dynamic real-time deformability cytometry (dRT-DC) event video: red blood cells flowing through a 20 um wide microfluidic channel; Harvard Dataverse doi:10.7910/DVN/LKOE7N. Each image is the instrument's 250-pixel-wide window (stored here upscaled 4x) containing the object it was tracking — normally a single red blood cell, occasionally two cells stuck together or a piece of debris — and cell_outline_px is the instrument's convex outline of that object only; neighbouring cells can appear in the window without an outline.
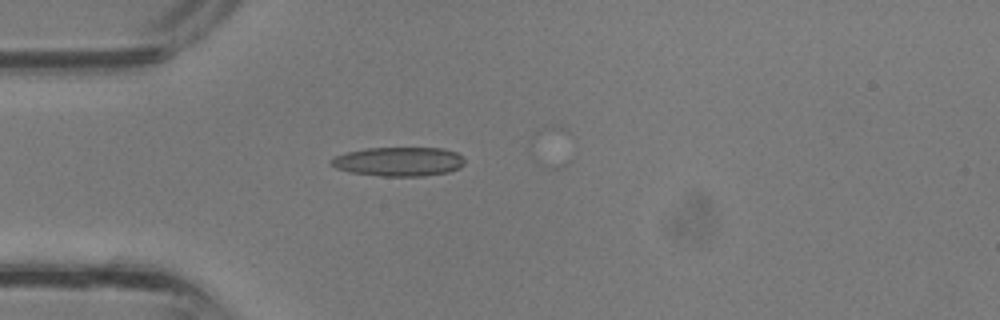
{"species": "common noctule bat (a hibernating species)", "species_latin": "Nyctalus noctula", "temperature_condition": "room temperature", "stored_images_in_passage": 2, "camera_frame_rate_fps": 3000, "um_per_image_px": 0.085, "animal": {"sex": "male", "body_mass_g": 13.3}, "frame": {"image": 1, "passage_image": 1, "time_ms": 0.0, "image_size_px": [1000, 320], "cell_outline_px": [[464, 164], [460, 168], [448, 172], [424, 176], [380, 176], [348, 172], [336, 168], [328, 164], [328, 160], [336, 156], [348, 152], [368, 148], [444, 148], [456, 152], [464, 160]], "centroid_in_image_um": [33.87, 13.74], "position_along_channel_um": 51.1, "area_um2": 22.77}}